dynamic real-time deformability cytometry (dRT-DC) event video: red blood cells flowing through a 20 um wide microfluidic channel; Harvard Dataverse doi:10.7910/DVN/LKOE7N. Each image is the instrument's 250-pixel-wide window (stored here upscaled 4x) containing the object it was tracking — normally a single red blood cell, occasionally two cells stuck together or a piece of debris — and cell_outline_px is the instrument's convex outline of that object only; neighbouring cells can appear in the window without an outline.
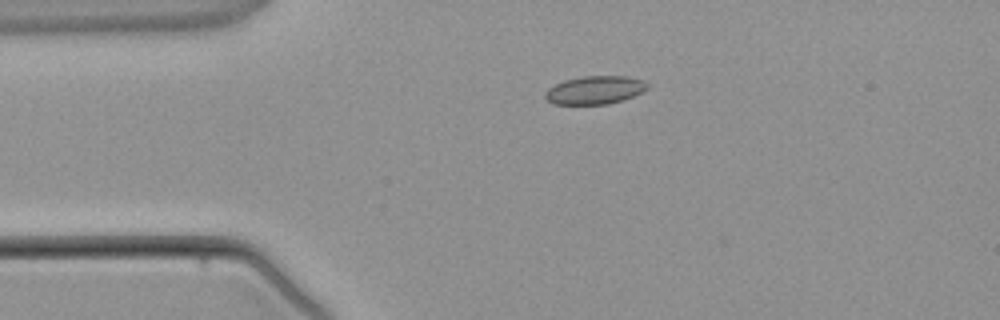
{"species": "common noctule bat (a hibernating species)", "species_latin": "Nyctalus noctula", "temperature_condition": "warm", "stored_images_in_passage": 2, "camera_frame_rate_fps": 3000, "um_per_image_px": 0.085, "animal": {"sex": "male", "body_mass_g": 21.5, "forearm_length_mm": 52.0}, "frame": {"image": 1, "passage_image": 2, "time_ms": 1.333, "image_size_px": [1000, 320], "cell_outline_px": [[648, 88], [624, 100], [608, 104], [552, 104], [544, 96], [544, 92], [548, 88], [564, 80], [584, 76], [628, 76], [644, 80], [648, 84]], "centroid_in_image_um": [50.56, 7.65], "position_along_channel_um": 34.4, "area_um2": 16.82}}